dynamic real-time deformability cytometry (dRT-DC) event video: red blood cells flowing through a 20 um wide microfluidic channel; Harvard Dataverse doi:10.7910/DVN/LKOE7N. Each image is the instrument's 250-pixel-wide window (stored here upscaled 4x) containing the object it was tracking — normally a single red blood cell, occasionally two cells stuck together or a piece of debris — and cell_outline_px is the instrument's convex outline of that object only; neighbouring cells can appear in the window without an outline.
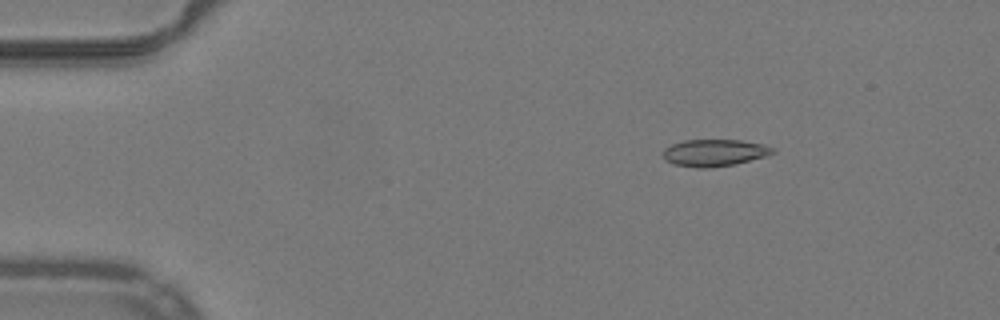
{"species": "common noctule bat (a hibernating species)", "species_latin": "Nyctalus noctula", "temperature_condition": "warm", "stored_images_in_passage": 49, "camera_frame_rate_fps": 3000, "um_per_image_px": 0.085, "animal": {"sex": "male", "body_mass_g": 19.2, "forearm_length_mm": 51.8}, "frame": {"image": 1, "passage_image": 5, "time_ms": 1.333, "image_size_px": [1000, 320], "cell_outline_px": [[776, 152], [764, 156], [736, 164], [708, 168], [696, 168], [676, 164], [664, 160], [664, 148], [672, 144], [684, 140], [740, 140], [760, 144], [776, 148]], "centroid_in_image_um": [60.72, 12.98], "position_along_channel_um": 24.3, "area_um2": 17.11}}
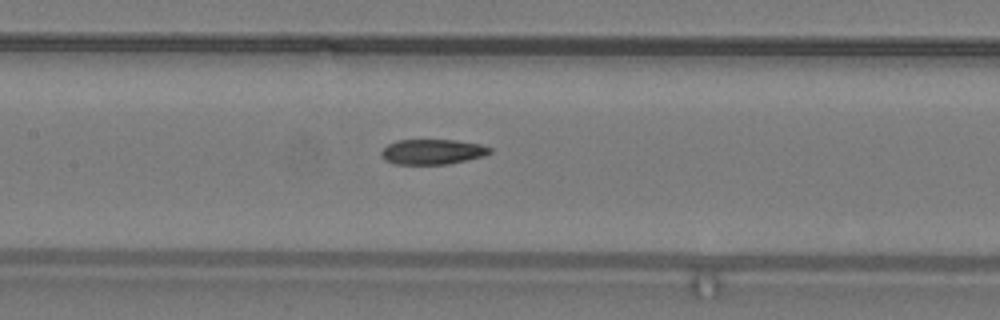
{"frame": {"image": 2, "passage_image": 22, "time_ms": 7.0, "image_size_px": [1000, 320], "cell_outline_px": [[492, 152], [484, 156], [448, 164], [396, 164], [384, 160], [380, 156], [380, 152], [388, 144], [396, 140], [452, 140], [480, 144], [492, 148]], "centroid_in_image_um": [36.74, 12.9], "position_along_channel_um": 170.7, "area_um2": 15.95}}
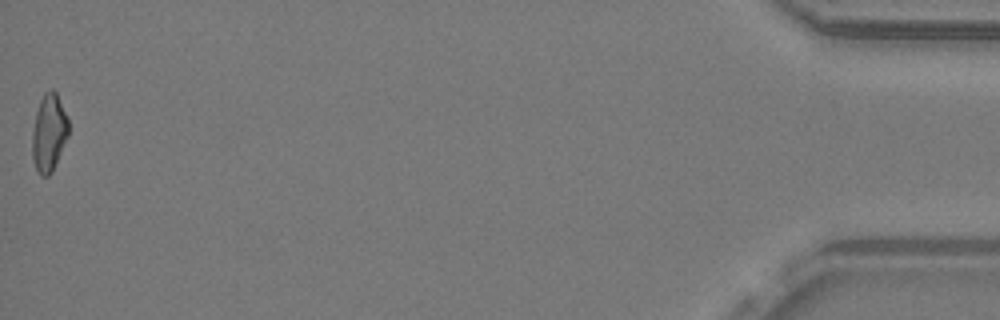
{"frame": {"image": 3, "passage_image": 49, "time_ms": 16.0, "image_size_px": [1000, 320], "cell_outline_px": [[68, 136], [52, 172], [48, 176], [40, 176], [32, 160], [32, 132], [36, 112], [40, 100], [44, 92], [52, 88], [56, 92], [68, 116]], "centroid_in_image_um": [4.16, 11.27], "position_along_channel_um": 431.0, "area_um2": 16.53}, "authors_computed_cell_mechanics": {"area_um2": 16.762, "velocity_mm_per_s": 3.9955, "shape_relaxation_time_tau1_ms": null, "shape_relaxation_time_tau2_ms": 8.24, "deformation_change_tau1": null, "deformation_change_tau2": 0.1854}}